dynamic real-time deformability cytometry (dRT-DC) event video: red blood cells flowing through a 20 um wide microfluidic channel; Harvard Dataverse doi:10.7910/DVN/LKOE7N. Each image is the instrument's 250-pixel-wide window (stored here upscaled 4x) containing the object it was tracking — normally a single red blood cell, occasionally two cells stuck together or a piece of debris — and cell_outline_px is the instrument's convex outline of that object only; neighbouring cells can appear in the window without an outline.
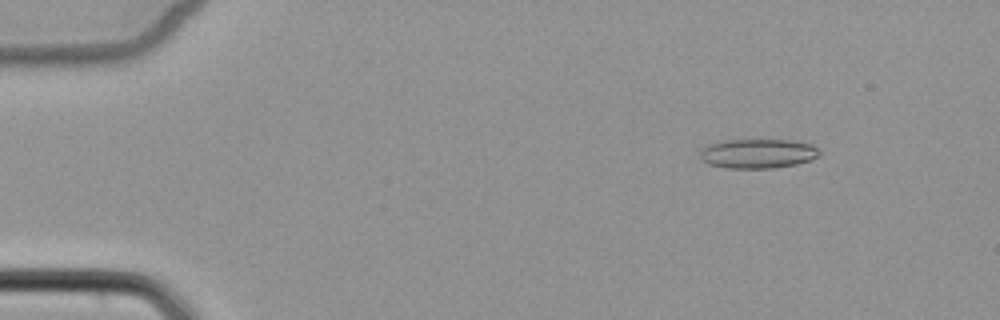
{"species": "common noctule bat (a hibernating species)", "species_latin": "Nyctalus noctula", "temperature_condition": "cold", "stored_images_in_passage": 4, "camera_frame_rate_fps": 3000, "um_per_image_px": 0.085, "animal": {"sex": "female", "body_mass_g": 22.7, "forearm_length_mm": 54.2}, "frame": {"image": 1, "passage_image": 2, "time_ms": 1.333, "image_size_px": [1000, 320], "cell_outline_px": [[820, 156], [812, 160], [796, 164], [772, 168], [728, 168], [708, 164], [700, 160], [700, 148], [724, 140], [796, 140], [812, 144], [820, 152]], "centroid_in_image_um": [64.43, 13.05], "position_along_channel_um": 20.6, "area_um2": 20.63}}